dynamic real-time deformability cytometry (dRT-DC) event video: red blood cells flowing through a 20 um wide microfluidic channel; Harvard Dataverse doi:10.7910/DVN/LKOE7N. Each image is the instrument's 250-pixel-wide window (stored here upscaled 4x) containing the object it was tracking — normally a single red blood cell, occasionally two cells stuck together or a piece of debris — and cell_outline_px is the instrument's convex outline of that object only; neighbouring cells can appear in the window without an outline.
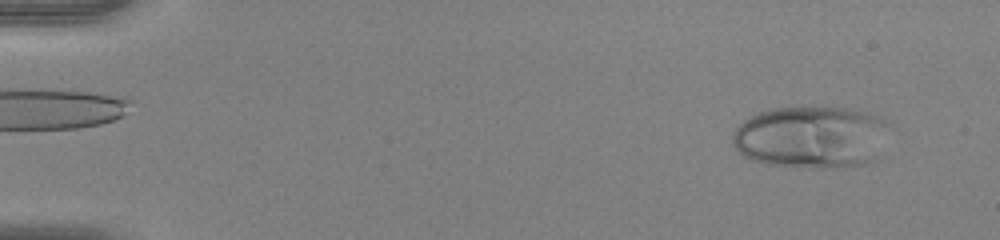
{"species": "human", "species_latin": "Homo sapiens", "temperature_condition": "warm", "stored_images_in_passage": 52, "camera_frame_rate_fps": 3000, "um_per_image_px": 0.085, "donor": {"sex": "female"}, "frame": {"image": 1, "passage_image": 5, "time_ms": 1.333, "image_size_px": [1000, 240], "cell_outline_px": [[888, 124], [872, 160], [864, 164], [824, 168], [820, 168], [768, 164], [752, 160], [744, 156], [732, 144], [732, 136], [736, 128], [744, 120], [760, 112], [772, 108], [844, 108], [876, 116], [884, 120]], "centroid_in_image_um": [68.85, 11.66], "position_along_channel_um": 16.1, "area_um2": 55.49}}
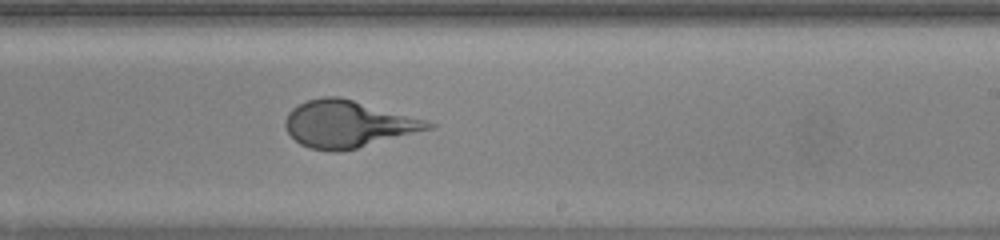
{"frame": {"image": 2, "passage_image": 33, "time_ms": 10.667, "image_size_px": [1000, 240], "cell_outline_px": [[436, 124], [432, 128], [356, 148], [340, 152], [332, 152], [308, 148], [300, 144], [288, 132], [284, 124], [284, 120], [288, 112], [292, 108], [308, 100], [324, 96], [340, 96], [424, 120]], "centroid_in_image_um": [29.5, 10.55], "position_along_channel_um": 259.5, "area_um2": 38.55}}
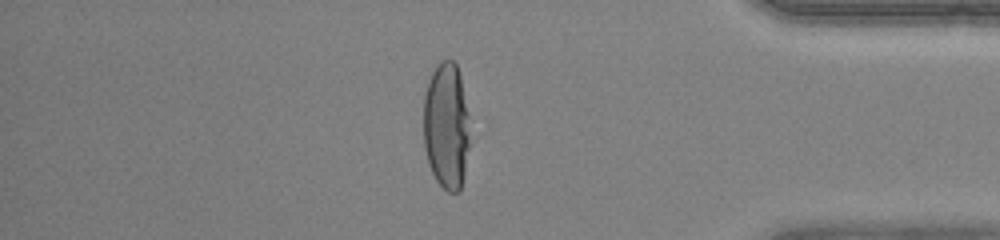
{"frame": {"image": 3, "passage_image": 45, "time_ms": 14.667, "image_size_px": [1000, 240], "cell_outline_px": [[468, 148], [464, 172], [460, 192], [448, 192], [436, 180], [428, 164], [424, 148], [424, 96], [428, 80], [432, 72], [444, 60], [452, 60], [456, 64], [460, 76], [468, 116]], "centroid_in_image_um": [37.92, 10.73], "position_along_channel_um": 397.3, "area_um2": 33.81}, "authors_computed_cell_mechanics": {"area_um2": 40.6623, "velocity_mm_per_s": 4.0307, "shape_relaxation_time_tau1_ms": 3.6976, "shape_relaxation_time_tau2_ms": null, "deformation_change_tau1": 0.256, "deformation_change_tau2": null}}